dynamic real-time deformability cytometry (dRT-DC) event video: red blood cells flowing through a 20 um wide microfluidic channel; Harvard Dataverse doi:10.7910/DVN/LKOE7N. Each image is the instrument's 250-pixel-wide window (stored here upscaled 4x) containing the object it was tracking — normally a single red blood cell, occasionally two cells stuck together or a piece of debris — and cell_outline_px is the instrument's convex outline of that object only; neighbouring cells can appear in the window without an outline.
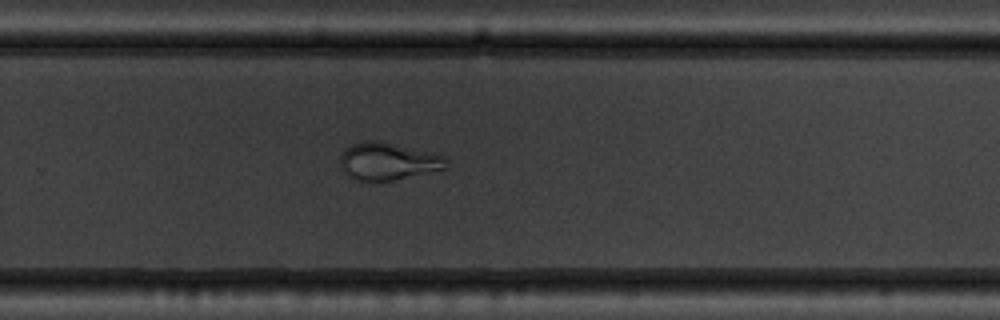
{"species": "common noctule bat (a hibernating species)", "species_latin": "Nyctalus noctula", "temperature_condition": "warm", "stored_images_in_passage": 56, "camera_frame_rate_fps": 3000, "um_per_image_px": 0.085, "animal": {"sex": "male", "body_mass_g": 19.5, "forearm_length_mm": 54.6}, "frame": {"image": 1, "passage_image": 38, "time_ms": 12.333, "image_size_px": [1000, 320], "cell_outline_px": [[448, 168], [392, 180], [356, 180], [348, 176], [344, 172], [340, 164], [340, 156], [344, 148], [352, 144], [364, 140], [376, 140], [440, 152], [448, 156]], "centroid_in_image_um": [33.05, 13.67], "position_along_channel_um": 296.7, "area_um2": 23.7}}
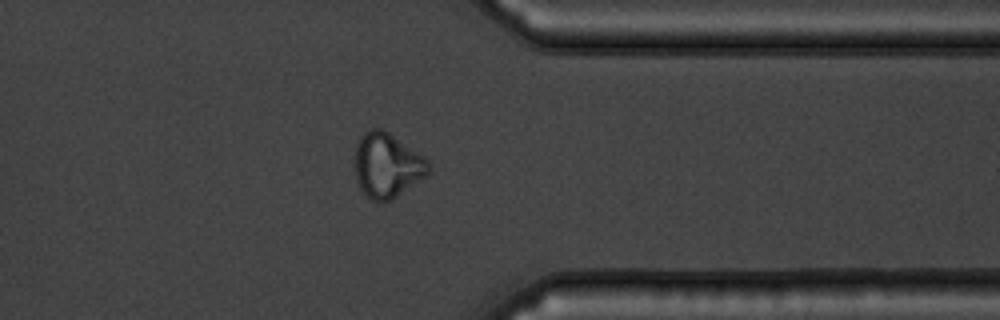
{"frame": {"image": 2, "passage_image": 45, "time_ms": 14.667, "image_size_px": [1000, 320], "cell_outline_px": [[432, 164], [428, 172], [424, 176], [396, 196], [380, 204], [372, 200], [360, 188], [356, 180], [356, 144], [360, 136], [364, 132], [372, 128], [384, 128], [424, 156]], "centroid_in_image_um": [32.9, 14.02], "position_along_channel_um": 378.5, "area_um2": 27.63}}
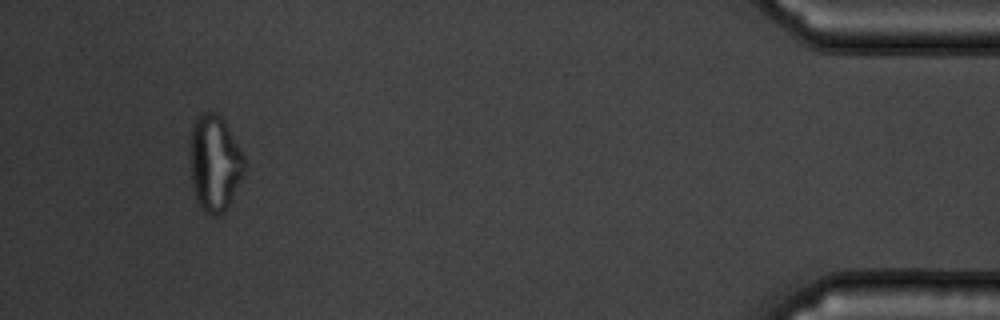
{"frame": {"image": 3, "passage_image": 53, "time_ms": 17.333, "image_size_px": [1000, 320], "cell_outline_px": [[244, 172], [224, 212], [220, 216], [208, 216], [204, 212], [196, 196], [192, 180], [192, 124], [196, 116], [200, 112], [216, 112], [224, 120], [240, 148], [244, 156]], "centroid_in_image_um": [18.26, 13.84], "position_along_channel_um": 416.9, "area_um2": 29.77}, "authors_computed_cell_mechanics": {"area_um2": 28.2642, "velocity_mm_per_s": 3.6871, "shape_relaxation_time_tau1_ms": 11.0558, "shape_relaxation_time_tau2_ms": 0.9863, "deformation_change_tau1": 0.1994, "deformation_change_tau2": 0.0716}}